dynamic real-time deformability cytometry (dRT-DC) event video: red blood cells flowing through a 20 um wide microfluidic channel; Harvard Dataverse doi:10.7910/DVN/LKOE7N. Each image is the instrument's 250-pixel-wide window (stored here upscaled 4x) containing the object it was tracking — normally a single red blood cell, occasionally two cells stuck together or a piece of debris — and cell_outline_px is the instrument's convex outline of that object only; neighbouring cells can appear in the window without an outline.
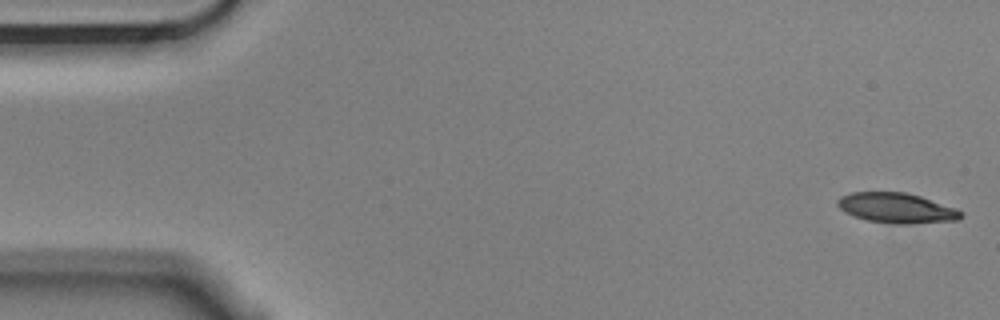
{"species": "Egyptian fruit bat (a non-hibernating species)", "species_latin": "Rousettus aegyptiacus", "temperature_condition": "cold", "stored_images_in_passage": 6, "camera_frame_rate_fps": 3000, "um_per_image_px": 0.085, "animal": {"sex": "male"}, "frame": {"image": 1, "passage_image": 1, "time_ms": 0.0, "image_size_px": [1000, 320], "cell_outline_px": [[964, 216], [960, 220], [908, 224], [896, 224], [868, 220], [844, 212], [836, 204], [836, 200], [840, 196], [852, 192], [904, 192], [920, 196], [956, 208], [964, 212]], "centroid_in_image_um": [76.24, 17.68], "position_along_channel_um": 8.8, "area_um2": 21.73}}
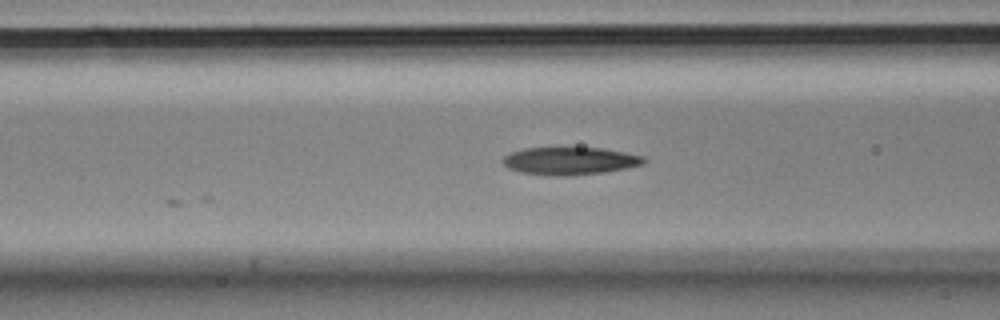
{"frame": {"image": 2, "passage_image": 6, "time_ms": 1.667, "image_size_px": [1000, 320], "cell_outline_px": [[648, 160], [644, 164], [604, 172], [572, 176], [552, 176], [520, 172], [508, 168], [500, 160], [504, 156], [512, 152], [524, 148], [604, 148], [644, 156]], "centroid_in_image_um": [48.44, 13.68], "position_along_channel_um": 118.2, "area_um2": 22.83}}